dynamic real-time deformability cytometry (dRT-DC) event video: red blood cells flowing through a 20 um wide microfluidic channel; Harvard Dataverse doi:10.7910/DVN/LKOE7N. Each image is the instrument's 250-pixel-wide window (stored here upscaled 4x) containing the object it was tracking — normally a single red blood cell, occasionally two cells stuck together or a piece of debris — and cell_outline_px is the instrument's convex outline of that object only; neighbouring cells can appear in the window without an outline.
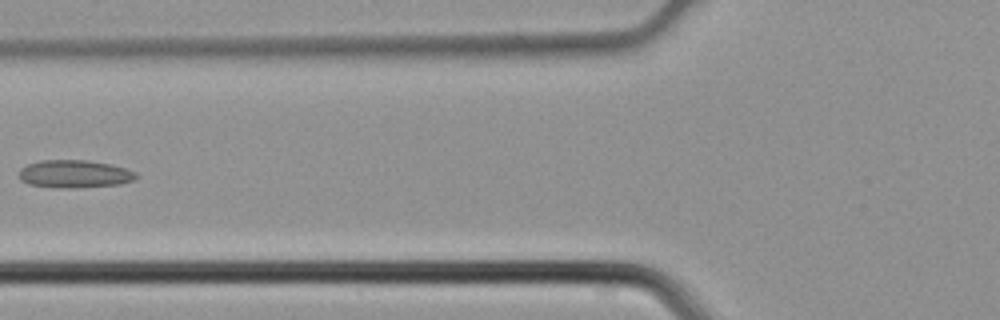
{"species": "common noctule bat (a hibernating species)", "species_latin": "Nyctalus noctula", "temperature_condition": "cold", "stored_images_in_passage": 2, "camera_frame_rate_fps": 3000, "um_per_image_px": 0.085, "animal": {"sex": "male", "body_mass_g": 21.5, "forearm_length_mm": 52.0}, "frame": {"image": 1, "passage_image": 2, "time_ms": 0.333, "image_size_px": [1000, 320], "cell_outline_px": [[136, 180], [120, 184], [72, 188], [60, 188], [28, 184], [20, 180], [20, 168], [28, 164], [40, 160], [88, 160], [112, 164], [136, 172]], "centroid_in_image_um": [6.34, 14.78], "position_along_channel_um": 119.5, "area_um2": 19.02}}